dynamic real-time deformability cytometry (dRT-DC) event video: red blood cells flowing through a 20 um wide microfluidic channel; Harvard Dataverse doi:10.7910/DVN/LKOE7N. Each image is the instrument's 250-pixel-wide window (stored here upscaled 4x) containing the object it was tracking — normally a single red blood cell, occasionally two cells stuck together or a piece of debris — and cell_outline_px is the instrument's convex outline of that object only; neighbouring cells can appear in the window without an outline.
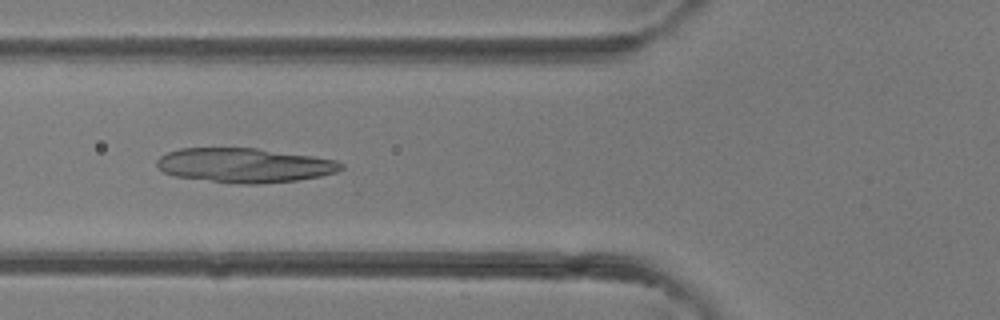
{"species": "common noctule bat (a hibernating species)", "species_latin": "Nyctalus noctula", "temperature_condition": "room temperature", "stored_images_in_passage": 36, "camera_frame_rate_fps": 3000, "um_per_image_px": 0.085, "animal": {"sex": "female"}, "frame": {"image": 1, "passage_image": 10, "time_ms": 3.0, "image_size_px": [1000, 320], "cell_outline_px": [[344, 168], [336, 172], [320, 176], [296, 180], [256, 184], [240, 184], [172, 176], [164, 172], [156, 164], [156, 160], [160, 156], [168, 152], [180, 148], [256, 148], [312, 156], [336, 160], [344, 164]], "centroid_in_image_um": [20.77, 14.05], "position_along_channel_um": 105.0, "area_um2": 36.88}}
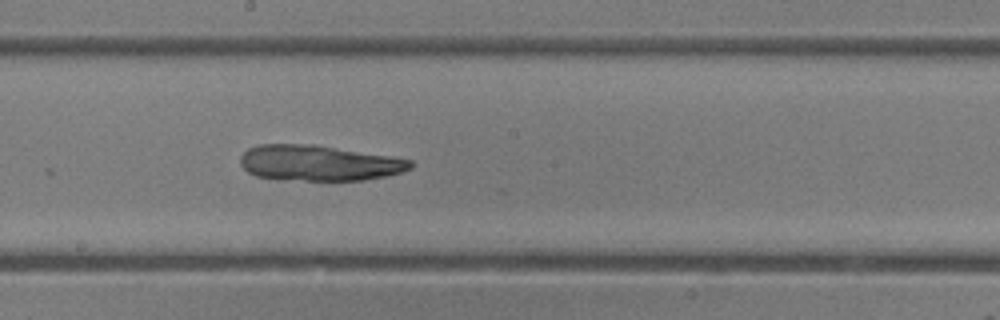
{"frame": {"image": 2, "passage_image": 17, "time_ms": 5.333, "image_size_px": [1000, 320], "cell_outline_px": [[412, 168], [400, 172], [384, 176], [364, 180], [280, 180], [256, 176], [248, 172], [240, 164], [240, 156], [248, 148], [260, 144], [312, 144], [388, 156], [412, 160]], "centroid_in_image_um": [27.04, 13.86], "position_along_channel_um": 221.2, "area_um2": 35.14}}
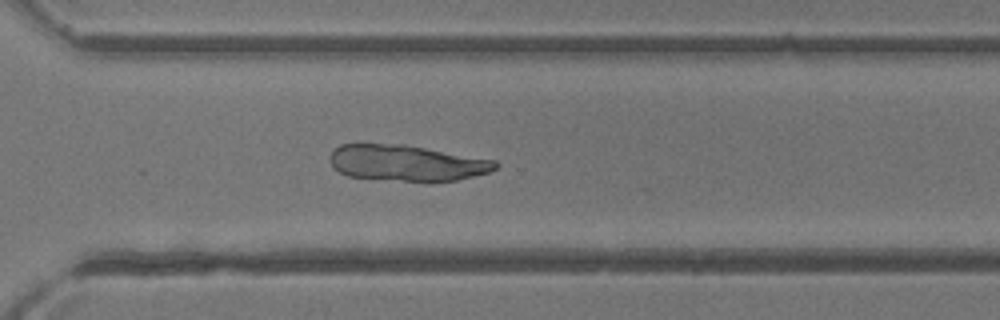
{"frame": {"image": 3, "passage_image": 24, "time_ms": 7.667, "image_size_px": [1000, 320], "cell_outline_px": [[500, 164], [496, 168], [488, 172], [456, 180], [432, 184], [348, 176], [332, 168], [328, 160], [332, 152], [340, 144], [404, 144], [496, 160]], "centroid_in_image_um": [34.58, 13.88], "position_along_channel_um": 336.0, "area_um2": 35.37}}